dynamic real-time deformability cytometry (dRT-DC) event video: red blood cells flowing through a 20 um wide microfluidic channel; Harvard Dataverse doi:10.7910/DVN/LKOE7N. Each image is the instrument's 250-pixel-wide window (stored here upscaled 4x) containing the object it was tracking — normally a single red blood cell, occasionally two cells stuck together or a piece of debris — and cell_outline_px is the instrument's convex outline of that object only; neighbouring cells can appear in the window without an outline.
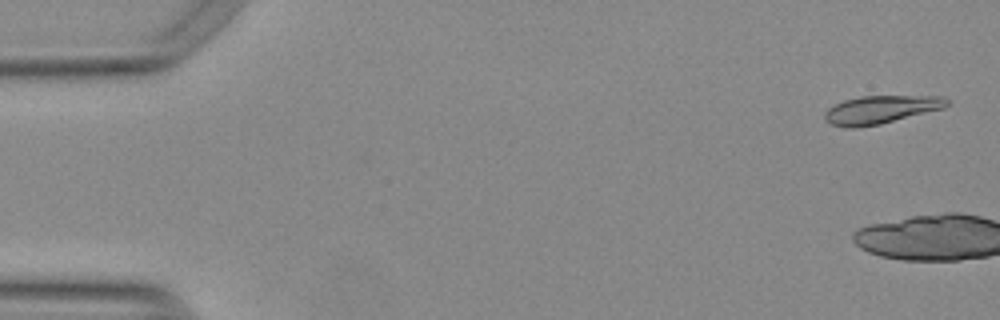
{"species": "Egyptian fruit bat (a non-hibernating species)", "species_latin": "Rousettus aegyptiacus", "temperature_condition": "warm", "stored_images_in_passage": 4, "camera_frame_rate_fps": 3000, "um_per_image_px": 0.085, "animal": {"sex": "female"}, "frame": {"image": 1, "passage_image": 1, "time_ms": 0.0, "image_size_px": [1000, 320], "cell_outline_px": [[948, 104], [944, 108], [880, 124], [856, 128], [848, 128], [832, 124], [824, 120], [824, 112], [828, 108], [844, 100], [860, 96], [944, 96], [948, 100]], "centroid_in_image_um": [74.85, 9.32], "position_along_channel_um": 10.2, "area_um2": 19.94}}